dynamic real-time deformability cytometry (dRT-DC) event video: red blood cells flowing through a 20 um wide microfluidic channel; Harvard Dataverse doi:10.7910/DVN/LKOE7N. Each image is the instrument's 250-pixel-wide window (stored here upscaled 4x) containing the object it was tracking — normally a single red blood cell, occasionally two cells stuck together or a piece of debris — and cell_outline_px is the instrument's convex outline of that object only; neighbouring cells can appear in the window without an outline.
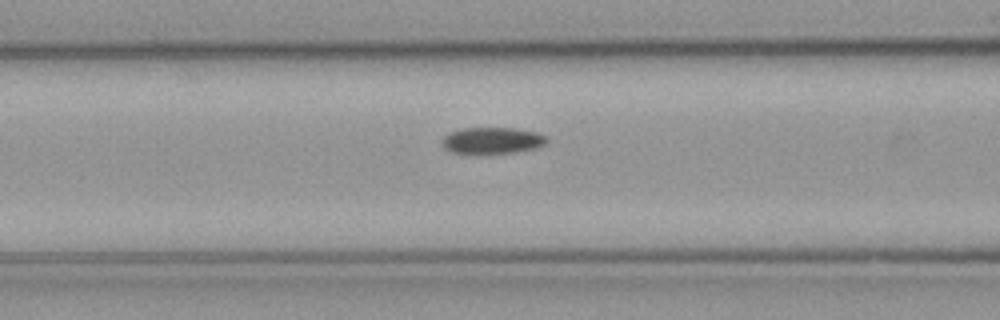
{"species": "common noctule bat (a hibernating species)", "species_latin": "Nyctalus noctula", "temperature_condition": "cold", "stored_images_in_passage": 40, "camera_frame_rate_fps": 3000, "um_per_image_px": 0.085, "animal": {"sex": "male", "body_mass_g": 23.1, "forearm_length_mm": 52.7}, "frame": {"image": 1, "passage_image": 18, "time_ms": 5.667, "image_size_px": [1000, 320], "cell_outline_px": [[548, 140], [544, 144], [536, 148], [516, 152], [488, 156], [464, 156], [448, 152], [440, 144], [440, 140], [448, 132], [464, 128], [516, 128], [536, 132], [544, 136]], "centroid_in_image_um": [41.71, 12.01], "position_along_channel_um": 124.9, "area_um2": 17.28}}
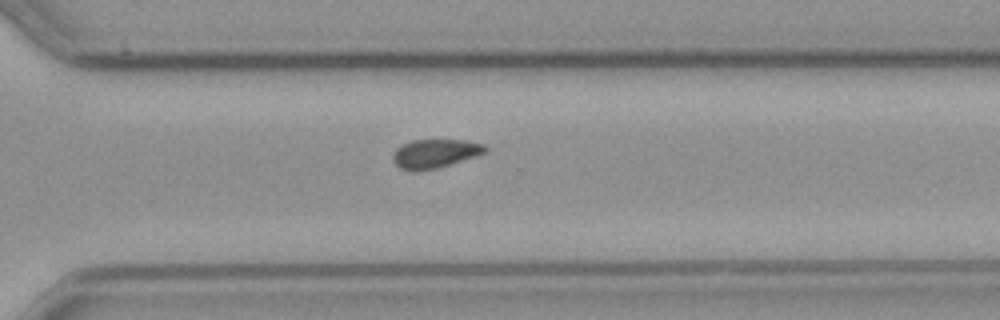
{"frame": {"image": 2, "passage_image": 35, "time_ms": 11.333, "image_size_px": [1000, 320], "cell_outline_px": [[488, 152], [476, 156], [436, 168], [416, 172], [412, 172], [400, 168], [392, 160], [392, 156], [396, 148], [400, 144], [412, 140], [464, 140], [484, 144], [488, 148]], "centroid_in_image_um": [36.95, 13.05], "position_along_channel_um": 333.6, "area_um2": 15.66}}
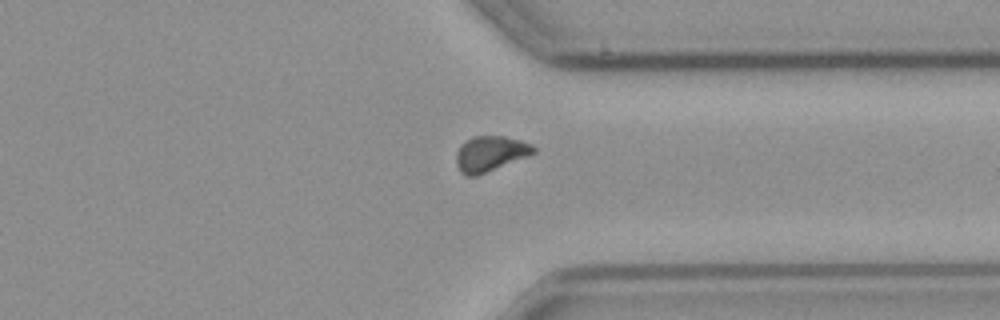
{"frame": {"image": 3, "passage_image": 38, "time_ms": 12.333, "image_size_px": [1000, 320], "cell_outline_px": [[536, 152], [528, 156], [476, 176], [464, 176], [460, 172], [456, 164], [456, 152], [460, 144], [464, 140], [476, 136], [504, 136], [520, 140], [532, 144], [536, 148]], "centroid_in_image_um": [41.64, 13.06], "position_along_channel_um": 369.8, "area_um2": 16.07}}